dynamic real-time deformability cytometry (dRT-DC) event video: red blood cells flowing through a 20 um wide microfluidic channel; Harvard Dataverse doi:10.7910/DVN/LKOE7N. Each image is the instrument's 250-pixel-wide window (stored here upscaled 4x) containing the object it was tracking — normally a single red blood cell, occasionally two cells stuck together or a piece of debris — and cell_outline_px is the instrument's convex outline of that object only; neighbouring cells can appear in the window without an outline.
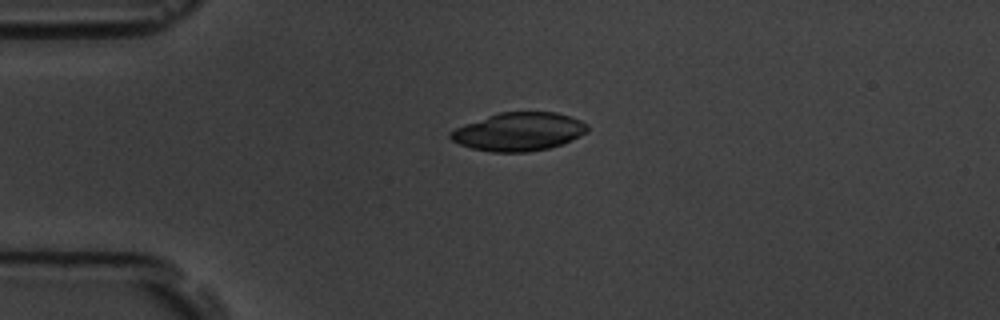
{"species": "common noctule bat (a hibernating species)", "species_latin": "Nyctalus noctula", "temperature_condition": "room temperature", "stored_images_in_passage": 6, "camera_frame_rate_fps": 3000, "um_per_image_px": 0.085, "animal": {"sex": "male", "body_mass_g": 19.5, "forearm_length_mm": 54.6}, "frame": {"image": 1, "passage_image": 5, "time_ms": 4.333, "image_size_px": [1000, 320], "cell_outline_px": [[588, 132], [564, 144], [548, 148], [528, 152], [492, 152], [472, 148], [460, 144], [452, 140], [448, 136], [448, 132], [456, 128], [488, 116], [500, 112], [556, 112], [580, 120], [588, 124]], "centroid_in_image_um": [44.13, 11.2], "position_along_channel_um": 40.9, "area_um2": 30.46}}